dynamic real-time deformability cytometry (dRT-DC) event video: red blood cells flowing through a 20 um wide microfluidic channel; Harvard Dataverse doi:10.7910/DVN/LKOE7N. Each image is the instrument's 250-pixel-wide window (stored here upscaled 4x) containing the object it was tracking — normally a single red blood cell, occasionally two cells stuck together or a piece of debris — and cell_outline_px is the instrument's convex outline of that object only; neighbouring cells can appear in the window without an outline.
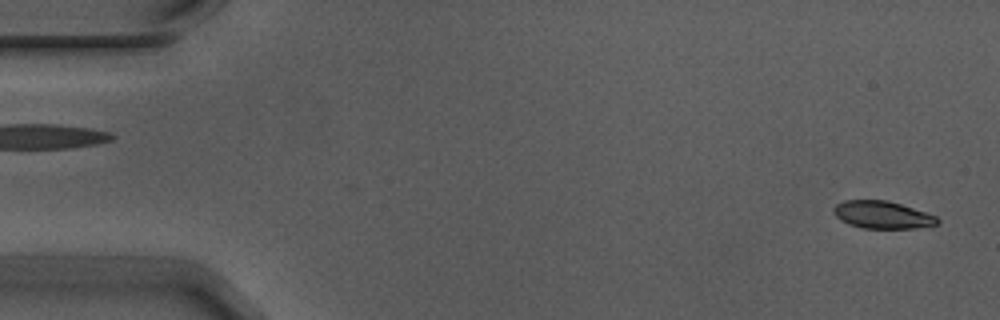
{"species": "Egyptian fruit bat (a non-hibernating species)", "species_latin": "Rousettus aegyptiacus", "temperature_condition": "warm", "stored_images_in_passage": 55, "camera_frame_rate_fps": 3000, "um_per_image_px": 0.085, "animal": {"sex": "male"}, "frame": {"image": 1, "passage_image": 2, "time_ms": 0.333, "image_size_px": [1000, 320], "cell_outline_px": [[940, 220], [936, 224], [928, 228], [860, 228], [848, 224], [840, 220], [832, 212], [832, 208], [836, 204], [844, 200], [888, 200], [936, 216]], "centroid_in_image_um": [74.98, 18.27], "position_along_channel_um": 10.0, "area_um2": 16.76}}
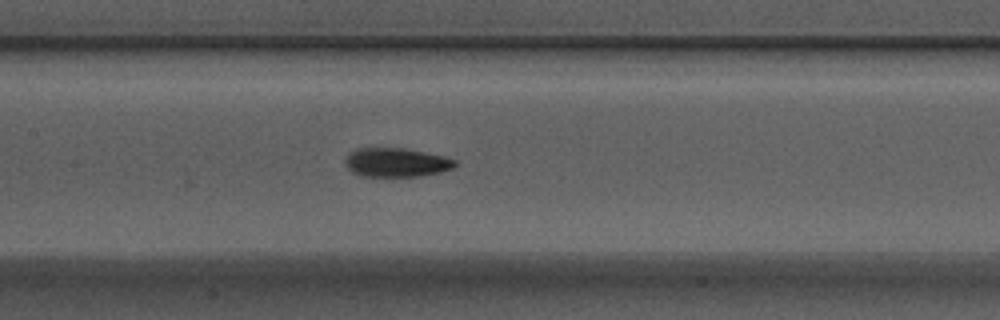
{"frame": {"image": 2, "passage_image": 26, "time_ms": 8.333, "image_size_px": [1000, 320], "cell_outline_px": [[460, 164], [452, 168], [440, 172], [420, 176], [360, 176], [352, 172], [344, 164], [344, 160], [356, 148], [404, 148], [444, 156], [456, 160]], "centroid_in_image_um": [33.7, 13.81], "position_along_channel_um": 173.7, "area_um2": 18.55}}
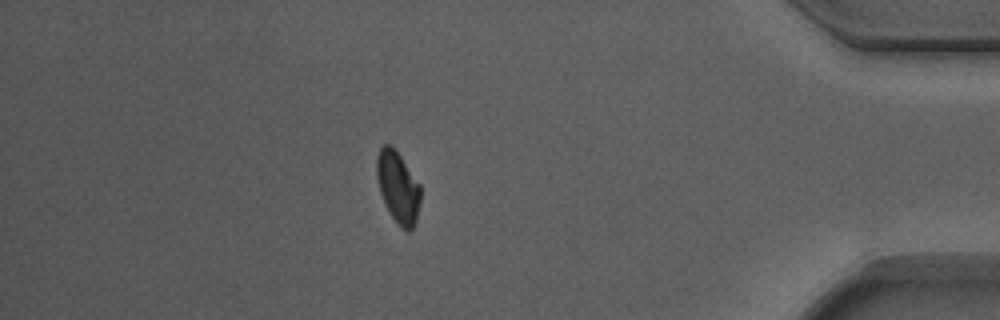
{"frame": {"image": 3, "passage_image": 48, "time_ms": 15.667, "image_size_px": [1000, 320], "cell_outline_px": [[420, 200], [416, 220], [412, 228], [408, 232], [400, 228], [396, 224], [380, 192], [376, 176], [376, 156], [380, 148], [384, 144], [388, 144], [400, 156], [420, 184]], "centroid_in_image_um": [33.82, 15.93], "position_along_channel_um": 401.4, "area_um2": 18.03}, "authors_computed_cell_mechanics": {"area_um2": 18.2648, "velocity_mm_per_s": 3.7196, "shape_relaxation_time_tau1_ms": 3.0991, "shape_relaxation_time_tau2_ms": 1.3491, "deformation_change_tau1": 0.1394, "deformation_change_tau2": 0.0625}}